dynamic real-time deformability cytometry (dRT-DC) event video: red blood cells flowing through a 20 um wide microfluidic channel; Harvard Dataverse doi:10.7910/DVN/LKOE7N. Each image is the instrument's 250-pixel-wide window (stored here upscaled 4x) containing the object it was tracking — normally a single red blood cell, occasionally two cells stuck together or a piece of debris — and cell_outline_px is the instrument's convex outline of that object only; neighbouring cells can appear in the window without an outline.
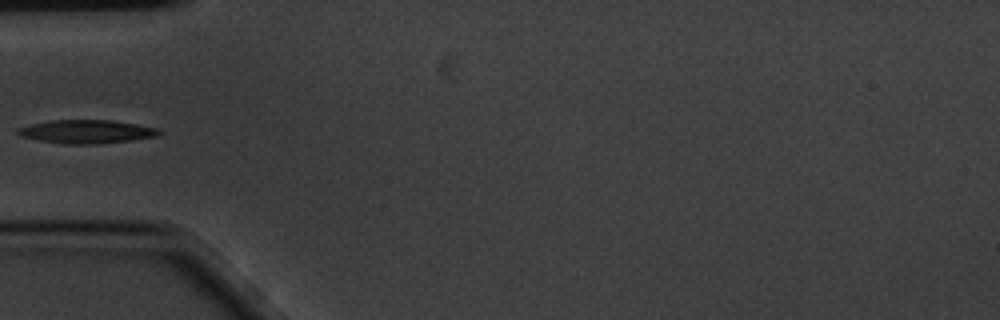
{"species": "common noctule bat (a hibernating species)", "species_latin": "Nyctalus noctula", "temperature_condition": "cold", "stored_images_in_passage": 5, "camera_frame_rate_fps": 3000, "um_per_image_px": 0.085, "animal": {"sex": "male", "body_mass_g": 20.1, "forearm_length_mm": 53.5}, "frame": {"image": 1, "passage_image": 5, "time_ms": 1.333, "image_size_px": [1000, 320], "cell_outline_px": [[164, 132], [156, 136], [132, 140], [96, 144], [64, 144], [40, 140], [20, 136], [16, 132], [16, 128], [32, 124], [52, 120], [112, 120], [136, 124], [156, 128]], "centroid_in_image_um": [7.35, 11.19], "position_along_channel_um": 77.6, "area_um2": 19.25}}